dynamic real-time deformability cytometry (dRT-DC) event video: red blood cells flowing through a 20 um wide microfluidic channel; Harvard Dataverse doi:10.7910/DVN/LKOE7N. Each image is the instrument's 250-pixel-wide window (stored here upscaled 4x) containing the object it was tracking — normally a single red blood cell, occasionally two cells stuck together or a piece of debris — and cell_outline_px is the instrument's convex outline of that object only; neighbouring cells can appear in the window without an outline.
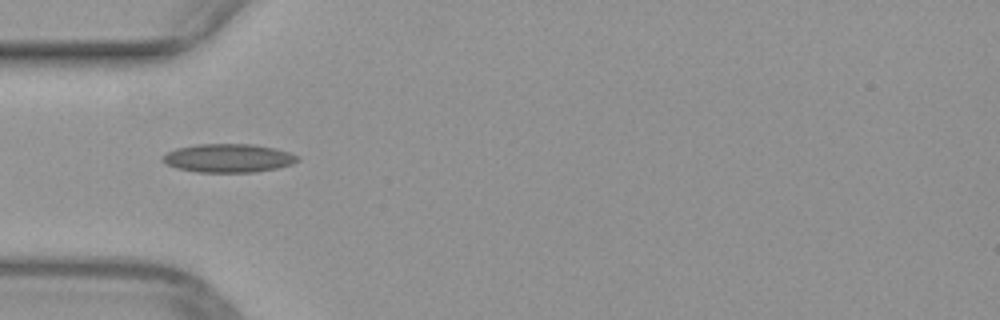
{"species": "common noctule bat (a hibernating species)", "species_latin": "Nyctalus noctula", "temperature_condition": "warm", "stored_images_in_passage": 36, "camera_frame_rate_fps": 3000, "um_per_image_px": 0.085, "animal": {"sex": "female", "body_mass_g": 29.2, "forearm_length_mm": 56.3}, "frame": {"image": 1, "passage_image": 2, "time_ms": 0.333, "image_size_px": [1000, 320], "cell_outline_px": [[300, 160], [292, 164], [276, 168], [256, 172], [196, 172], [176, 168], [160, 160], [168, 152], [176, 148], [196, 144], [252, 144], [276, 148], [288, 152], [296, 156]], "centroid_in_image_um": [19.4, 13.44], "position_along_channel_um": 65.6, "area_um2": 22.37}}
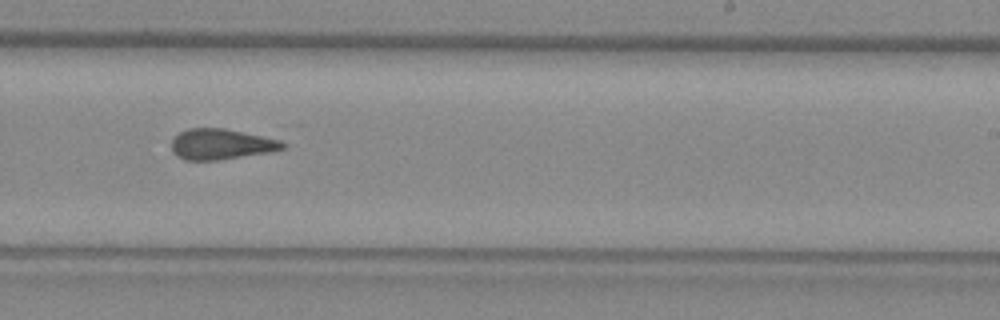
{"frame": {"image": 2, "passage_image": 17, "time_ms": 5.333, "image_size_px": [1000, 320], "cell_outline_px": [[284, 148], [272, 152], [220, 160], [184, 160], [176, 156], [172, 152], [172, 140], [180, 132], [188, 128], [224, 128], [280, 140], [284, 144]], "centroid_in_image_um": [18.77, 12.27], "position_along_channel_um": 270.2, "area_um2": 19.83}}
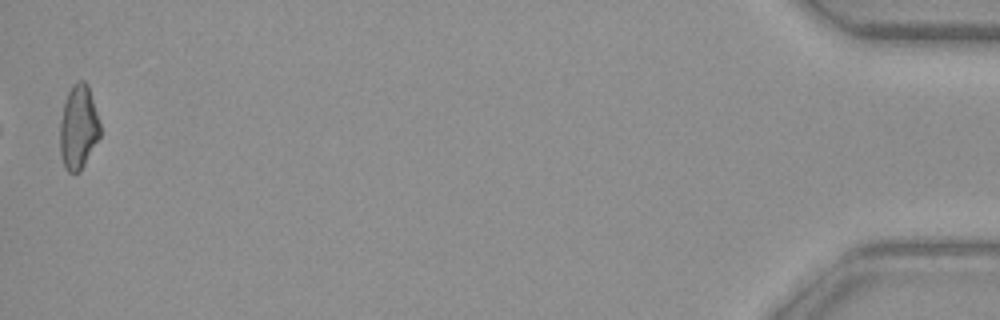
{"frame": {"image": 3, "passage_image": 36, "time_ms": 11.667, "image_size_px": [1000, 320], "cell_outline_px": [[100, 136], [80, 172], [68, 172], [64, 168], [60, 152], [60, 120], [64, 104], [68, 92], [72, 84], [76, 80], [84, 80], [88, 84], [100, 120]], "centroid_in_image_um": [6.67, 10.79], "position_along_channel_um": 428.5, "area_um2": 19.88}}